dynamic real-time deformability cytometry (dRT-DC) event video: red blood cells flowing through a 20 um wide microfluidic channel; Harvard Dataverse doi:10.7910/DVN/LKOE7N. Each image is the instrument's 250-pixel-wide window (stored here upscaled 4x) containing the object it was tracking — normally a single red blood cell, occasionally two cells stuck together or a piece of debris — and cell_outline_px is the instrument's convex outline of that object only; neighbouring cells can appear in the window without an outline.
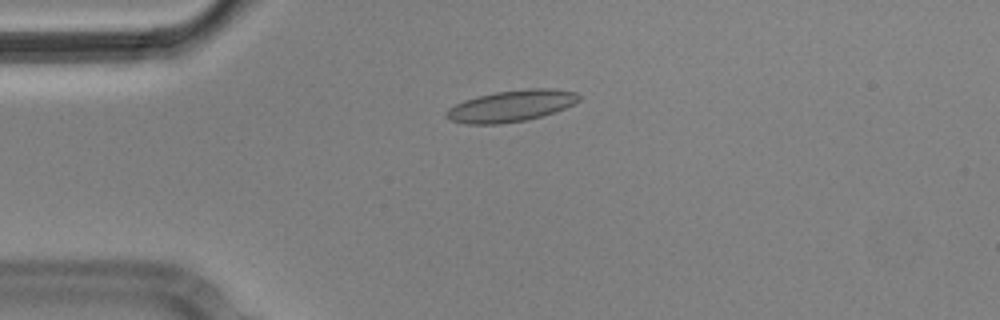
{"species": "Egyptian fruit bat (a non-hibernating species)", "species_latin": "Rousettus aegyptiacus", "temperature_condition": "cold", "stored_images_in_passage": 3, "camera_frame_rate_fps": 3000, "um_per_image_px": 0.085, "animal": {"sex": "male"}, "frame": {"image": 1, "passage_image": 1, "time_ms": 0.0, "image_size_px": [1000, 320], "cell_outline_px": [[580, 100], [556, 112], [524, 120], [500, 124], [468, 124], [452, 120], [444, 116], [444, 112], [448, 108], [464, 100], [476, 96], [496, 92], [528, 88], [552, 88], [576, 92], [580, 96]], "centroid_in_image_um": [43.44, 8.99], "position_along_channel_um": 41.6, "area_um2": 24.28}}